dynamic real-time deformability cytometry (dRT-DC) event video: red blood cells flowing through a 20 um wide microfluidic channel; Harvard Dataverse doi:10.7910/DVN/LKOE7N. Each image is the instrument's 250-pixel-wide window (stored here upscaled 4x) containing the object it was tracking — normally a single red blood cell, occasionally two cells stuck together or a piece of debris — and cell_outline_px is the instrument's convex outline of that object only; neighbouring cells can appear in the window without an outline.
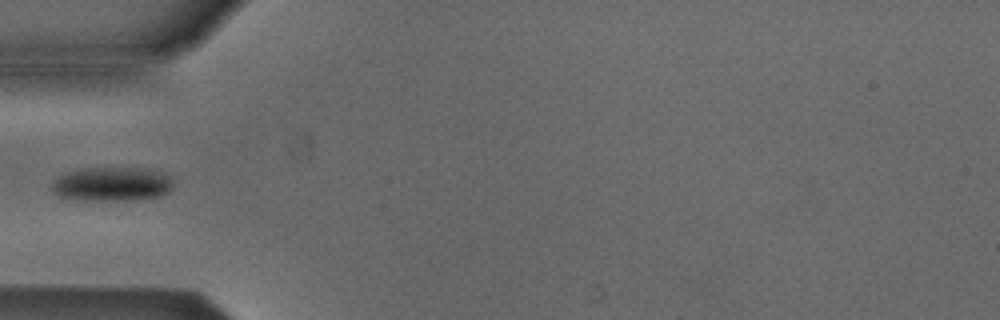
{"species": "Egyptian fruit bat (a non-hibernating species)", "species_latin": "Rousettus aegyptiacus", "temperature_condition": "cold", "stored_images_in_passage": 5, "camera_frame_rate_fps": 3000, "um_per_image_px": 0.085, "animal": {"sex": "male"}, "frame": {"image": 1, "passage_image": 4, "time_ms": 3.667, "image_size_px": [1000, 320], "cell_outline_px": [[172, 188], [168, 192], [160, 196], [136, 200], [68, 200], [56, 196], [48, 188], [64, 172], [80, 168], [104, 164], [144, 168], [160, 172], [172, 176]], "centroid_in_image_um": [9.45, 15.6], "position_along_channel_um": 75.5, "area_um2": 25.61}}
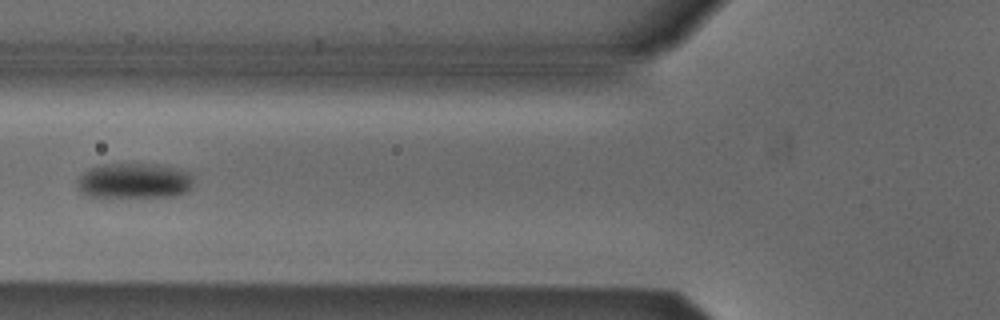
{"frame": {"image": 2, "passage_image": 5, "time_ms": 4.667, "image_size_px": [1000, 320], "cell_outline_px": [[192, 188], [188, 192], [176, 196], [88, 196], [80, 192], [76, 184], [80, 176], [88, 168], [104, 164], [156, 164], [180, 168], [192, 172]], "centroid_in_image_um": [11.46, 15.35], "position_along_channel_um": 114.3, "area_um2": 24.1}}